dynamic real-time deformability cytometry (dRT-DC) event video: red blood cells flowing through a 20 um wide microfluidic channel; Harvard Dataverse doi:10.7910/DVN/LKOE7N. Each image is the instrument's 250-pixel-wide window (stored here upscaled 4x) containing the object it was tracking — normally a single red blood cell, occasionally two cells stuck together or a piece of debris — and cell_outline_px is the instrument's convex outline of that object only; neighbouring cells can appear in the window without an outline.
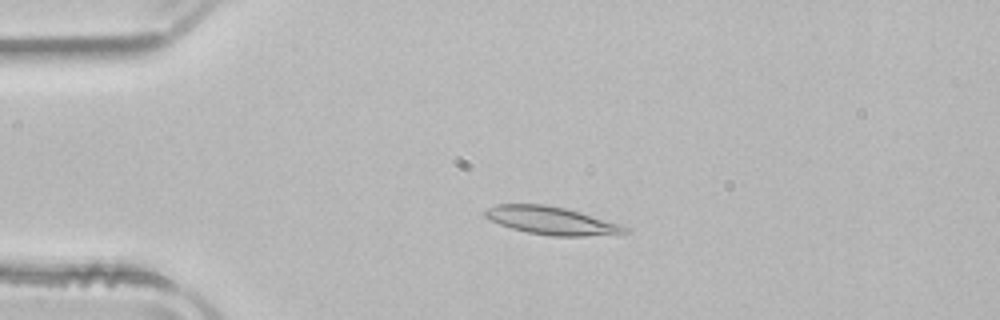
{"species": "common noctule bat (a hibernating species)", "species_latin": "Nyctalus noctula", "temperature_condition": "room temperature", "stored_images_in_passage": 52, "camera_frame_rate_fps": 3000, "um_per_image_px": 0.085, "animal": {"sex": "male", "body_mass_g": 21.5, "forearm_length_mm": 52.0}, "frame": {"image": 1, "passage_image": 12, "time_ms": 3.667, "image_size_px": [1000, 320], "cell_outline_px": [[628, 232], [584, 236], [552, 236], [528, 232], [512, 228], [500, 224], [484, 216], [484, 208], [496, 204], [544, 204], [564, 208], [580, 212], [624, 224], [628, 228]], "centroid_in_image_um": [46.87, 18.74], "position_along_channel_um": 38.1, "area_um2": 22.66}}
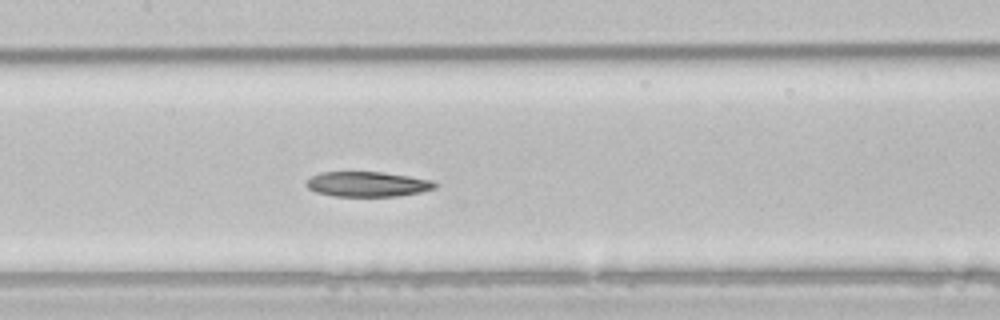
{"frame": {"image": 2, "passage_image": 25, "time_ms": 8.0, "image_size_px": [1000, 320], "cell_outline_px": [[440, 184], [436, 188], [420, 192], [396, 196], [332, 196], [316, 192], [308, 188], [304, 184], [312, 176], [320, 172], [384, 172], [432, 180]], "centroid_in_image_um": [31.25, 15.65], "position_along_channel_um": 176.2, "area_um2": 18.84}}
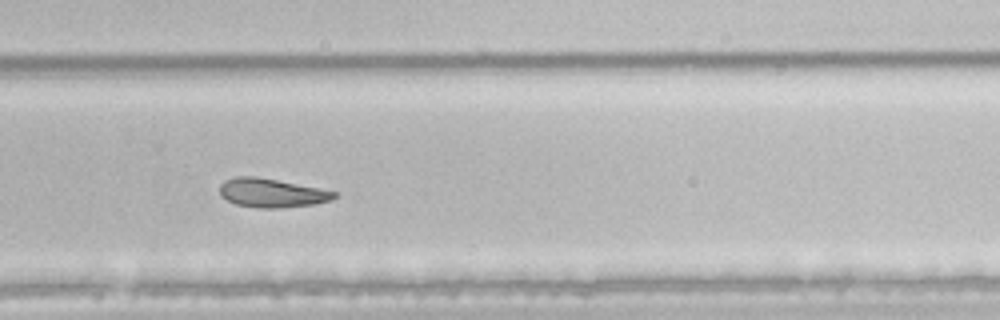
{"frame": {"image": 3, "passage_image": 35, "time_ms": 11.333, "image_size_px": [1000, 320], "cell_outline_px": [[336, 196], [332, 200], [316, 204], [280, 208], [260, 208], [236, 204], [220, 196], [220, 184], [224, 180], [236, 176], [256, 176], [320, 188], [336, 192]], "centroid_in_image_um": [23.09, 16.39], "position_along_channel_um": 306.7, "area_um2": 19.31}}